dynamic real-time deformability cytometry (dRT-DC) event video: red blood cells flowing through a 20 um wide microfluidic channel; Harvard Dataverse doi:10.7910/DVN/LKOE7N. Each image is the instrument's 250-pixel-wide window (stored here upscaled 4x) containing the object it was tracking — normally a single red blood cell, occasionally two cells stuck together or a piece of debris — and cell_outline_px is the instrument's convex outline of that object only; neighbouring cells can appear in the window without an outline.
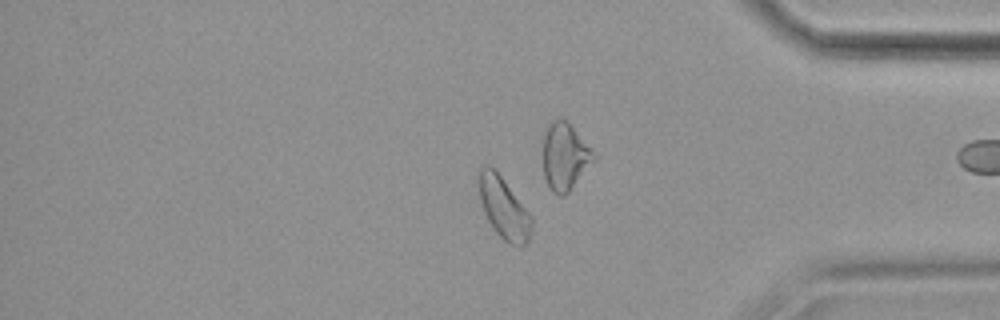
{"species": "common noctule bat (a hibernating species)", "species_latin": "Nyctalus noctula", "temperature_condition": "cold", "stored_images_in_passage": 53, "camera_frame_rate_fps": 3000, "um_per_image_px": 0.085, "animal": {"sex": "female", "body_mass_g": 19.9}, "frame": {"image": 1, "passage_image": 46, "time_ms": 15.0, "image_size_px": [1000, 320], "cell_outline_px": [[532, 228], [528, 244], [508, 244], [496, 232], [488, 220], [484, 212], [480, 200], [480, 168], [484, 164], [488, 164], [500, 176], [532, 216]], "centroid_in_image_um": [42.84, 17.71], "position_along_channel_um": 392.4, "area_um2": 18.38}, "authors_computed_cell_mechanics": {"area_um2": 18.3804, "velocity_mm_per_s": 3.5245, "shape_relaxation_time_tau1_ms": null, "shape_relaxation_time_tau2_ms": 4.7879, "deformation_change_tau1": null, "deformation_change_tau2": 0.0646}}